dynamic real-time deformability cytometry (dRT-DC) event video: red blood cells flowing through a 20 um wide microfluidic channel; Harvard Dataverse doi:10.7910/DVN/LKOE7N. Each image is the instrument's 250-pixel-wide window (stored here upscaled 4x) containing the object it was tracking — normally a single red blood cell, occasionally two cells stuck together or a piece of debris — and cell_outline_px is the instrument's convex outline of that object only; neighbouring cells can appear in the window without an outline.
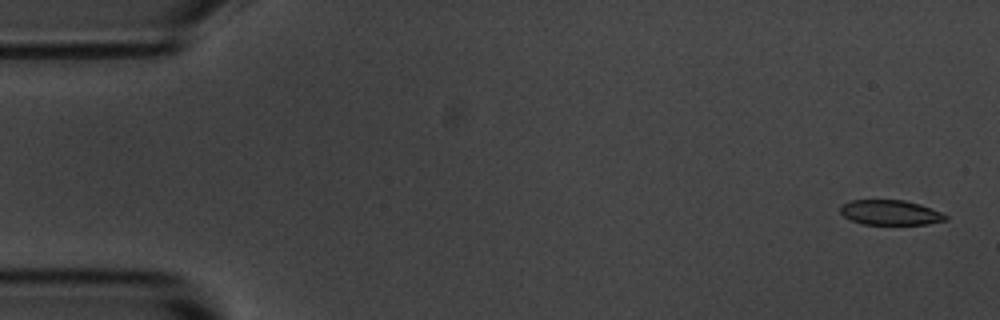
{"species": "common noctule bat (a hibernating species)", "species_latin": "Nyctalus noctula", "temperature_condition": "room temperature", "stored_images_in_passage": 5, "camera_frame_rate_fps": 3000, "um_per_image_px": 0.085, "animal": {"sex": "male", "body_mass_g": 20.1, "forearm_length_mm": 53.5}, "frame": {"image": 1, "passage_image": 1, "time_ms": 0.0, "image_size_px": [1000, 320], "cell_outline_px": [[948, 220], [928, 224], [864, 224], [852, 220], [844, 216], [840, 212], [840, 204], [852, 200], [904, 200], [920, 204], [940, 212], [948, 216]], "centroid_in_image_um": [75.68, 18.06], "position_along_channel_um": 9.3, "area_um2": 15.26}}